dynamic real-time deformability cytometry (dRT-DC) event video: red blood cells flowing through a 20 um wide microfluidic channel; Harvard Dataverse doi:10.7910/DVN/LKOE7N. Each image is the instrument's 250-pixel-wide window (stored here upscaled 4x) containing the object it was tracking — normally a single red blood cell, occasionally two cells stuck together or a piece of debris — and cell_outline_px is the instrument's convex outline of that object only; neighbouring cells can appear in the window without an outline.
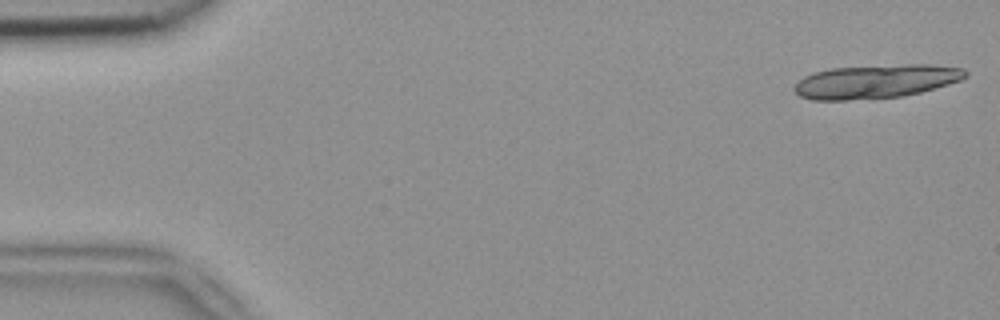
{"species": "common noctule bat (a hibernating species)", "species_latin": "Nyctalus noctula", "temperature_condition": "room temperature", "stored_images_in_passage": 17, "camera_frame_rate_fps": 3000, "um_per_image_px": 0.085, "animal": {"sex": "female", "body_mass_g": 18.4}, "frame": {"image": 1, "passage_image": 1, "time_ms": 0.0, "image_size_px": [1000, 320], "cell_outline_px": [[968, 76], [960, 80], [948, 84], [920, 92], [904, 96], [848, 100], [812, 100], [800, 96], [792, 88], [804, 76], [812, 72], [832, 68], [908, 64], [932, 64], [964, 68], [968, 72]], "centroid_in_image_um": [74.46, 6.91], "position_along_channel_um": 10.5, "area_um2": 33.64}}